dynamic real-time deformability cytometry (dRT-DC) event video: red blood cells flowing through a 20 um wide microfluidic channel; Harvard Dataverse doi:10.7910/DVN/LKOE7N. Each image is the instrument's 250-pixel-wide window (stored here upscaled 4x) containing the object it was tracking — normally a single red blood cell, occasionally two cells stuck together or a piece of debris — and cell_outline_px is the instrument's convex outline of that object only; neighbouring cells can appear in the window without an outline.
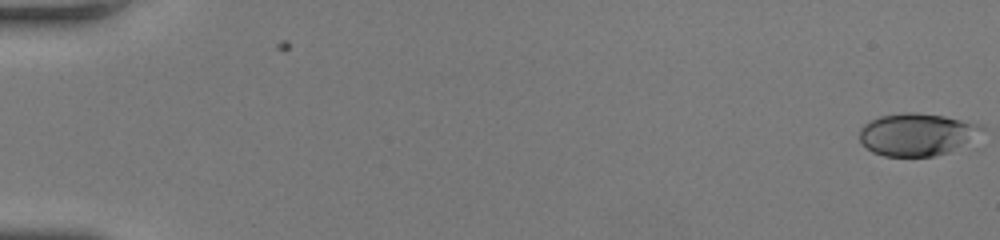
{"species": "human", "species_latin": "Homo sapiens", "temperature_condition": "room temperature", "stored_images_in_passage": 51, "camera_frame_rate_fps": 3000, "um_per_image_px": 0.085, "donor": {"sex": "female"}, "frame": {"image": 1, "passage_image": 1, "time_ms": 0.0, "image_size_px": [1000, 240], "cell_outline_px": [[984, 128], [968, 144], [948, 152], [932, 156], [884, 156], [872, 152], [860, 140], [860, 128], [864, 124], [880, 116], [904, 112], [916, 112], [944, 116], [984, 124]], "centroid_in_image_um": [77.96, 11.42], "position_along_channel_um": 7.0, "area_um2": 30.29}}
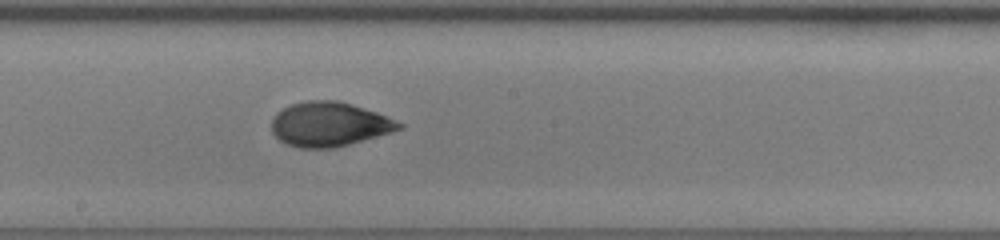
{"frame": {"image": 2, "passage_image": 30, "time_ms": 9.667, "image_size_px": [1000, 240], "cell_outline_px": [[404, 128], [348, 144], [332, 148], [300, 148], [288, 144], [280, 140], [272, 132], [272, 120], [276, 112], [292, 104], [308, 100], [336, 100], [352, 104], [376, 112], [404, 124]], "centroid_in_image_um": [27.97, 10.55], "position_along_channel_um": 220.2, "area_um2": 32.6}}
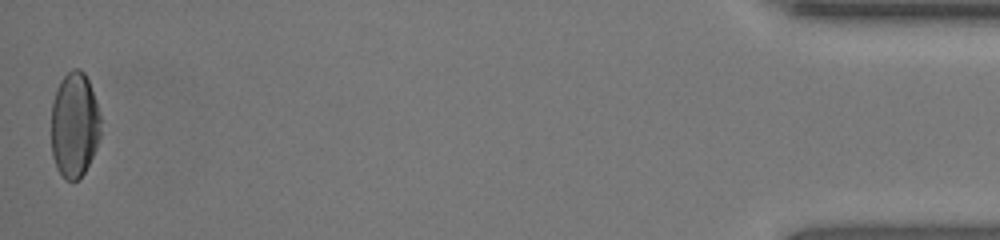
{"frame": {"image": 3, "passage_image": 51, "time_ms": 16.667, "image_size_px": [1000, 240], "cell_outline_px": [[104, 120], [100, 136], [96, 148], [84, 172], [76, 180], [64, 180], [56, 168], [52, 156], [52, 100], [56, 88], [60, 80], [72, 68], [80, 68], [84, 72], [88, 80]], "centroid_in_image_um": [6.35, 10.59], "position_along_channel_um": 428.9, "area_um2": 30.92}, "authors_computed_cell_mechanics": {"area_um2": 31.9056, "velocity_mm_per_s": 4.2406, "shape_relaxation_time_tau1_ms": 5.0144, "shape_relaxation_time_tau2_ms": 1.3277, "deformation_change_tau1": 0.2087, "deformation_change_tau2": 0.0388}}